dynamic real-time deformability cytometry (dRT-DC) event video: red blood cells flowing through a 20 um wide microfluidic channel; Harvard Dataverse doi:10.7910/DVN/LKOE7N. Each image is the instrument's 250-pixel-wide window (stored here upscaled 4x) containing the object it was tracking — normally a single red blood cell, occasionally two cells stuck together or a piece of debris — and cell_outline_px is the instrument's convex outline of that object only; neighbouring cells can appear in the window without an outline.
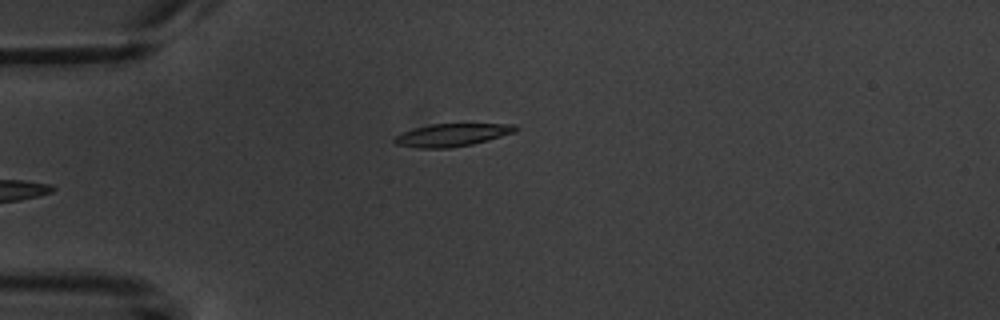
{"species": "common noctule bat (a hibernating species)", "species_latin": "Nyctalus noctula", "temperature_condition": "warm", "stored_images_in_passage": 5, "camera_frame_rate_fps": 3000, "um_per_image_px": 0.085, "animal": {"sex": "male", "body_mass_g": 20.1, "forearm_length_mm": 53.5}, "frame": {"image": 1, "passage_image": 5, "time_ms": 5.333, "image_size_px": [1000, 320], "cell_outline_px": [[520, 128], [516, 132], [488, 140], [472, 144], [448, 148], [416, 148], [396, 144], [392, 140], [400, 132], [432, 124], [516, 124]], "centroid_in_image_um": [38.44, 11.47], "position_along_channel_um": 46.6, "area_um2": 16.07}}